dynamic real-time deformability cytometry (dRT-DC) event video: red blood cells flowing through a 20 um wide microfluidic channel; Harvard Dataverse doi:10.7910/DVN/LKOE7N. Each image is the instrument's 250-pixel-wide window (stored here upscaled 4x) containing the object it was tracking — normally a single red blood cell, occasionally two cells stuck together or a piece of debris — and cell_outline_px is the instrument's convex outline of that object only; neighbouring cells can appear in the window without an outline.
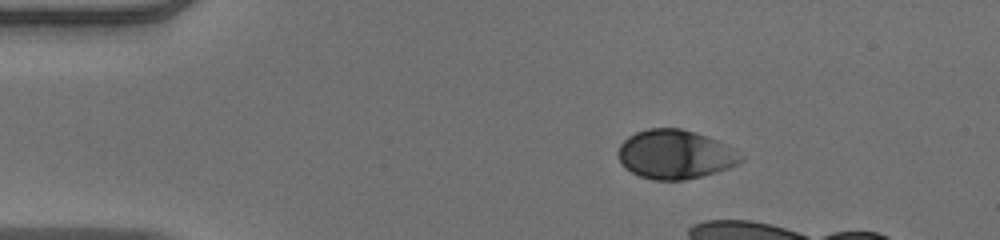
{"species": "human", "species_latin": "Homo sapiens", "temperature_condition": "warm", "stored_images_in_passage": 10, "camera_frame_rate_fps": 3000, "um_per_image_px": 0.085, "donor": {"sex": "male"}, "frame": {"image": 1, "passage_image": 1, "time_ms": 0.0, "image_size_px": [1000, 240], "cell_outline_px": [[744, 160], [728, 168], [716, 172], [684, 180], [652, 180], [640, 176], [624, 168], [620, 164], [616, 152], [620, 144], [628, 136], [636, 132], [648, 128], [680, 128], [696, 132], [708, 136], [736, 148], [744, 156]], "centroid_in_image_um": [57.38, 13.12], "position_along_channel_um": 27.6, "area_um2": 35.55}}